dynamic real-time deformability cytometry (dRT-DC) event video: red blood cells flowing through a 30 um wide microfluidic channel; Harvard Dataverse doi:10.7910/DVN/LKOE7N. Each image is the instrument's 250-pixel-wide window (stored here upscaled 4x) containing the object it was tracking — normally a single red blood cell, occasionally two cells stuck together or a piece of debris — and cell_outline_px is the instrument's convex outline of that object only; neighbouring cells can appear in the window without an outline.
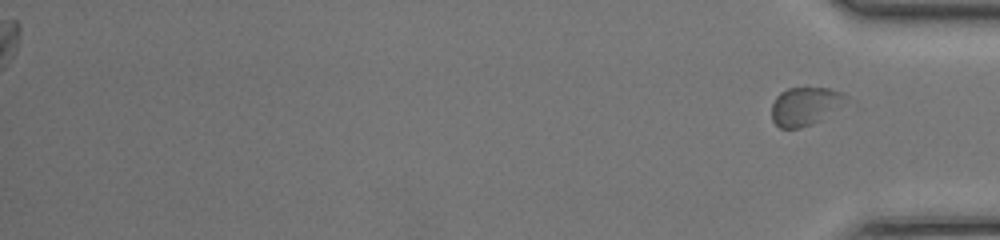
{"species": "common noctule bat (a hibernating species)", "species_latin": "Nyctalus noctula", "temperature_condition": "room temperature", "stored_images_in_passage": 41, "segment_of_instrument_passage": [2, 2], "camera_frame_rate_fps": 3000, "um_per_image_px": 0.085, "animal": {"sex": "female", "body_mass_g": 17.0, "forearm_length_mm": 48.0}, "frame": {"image": 1, "passage_image": 41, "time_ms": 13.333, "image_size_px": [1000, 240], "cell_outline_px": [[848, 96], [836, 108], [820, 120], [812, 124], [800, 128], [780, 128], [772, 120], [772, 104], [776, 96], [780, 92], [788, 88], [828, 88], [840, 92]], "centroid_in_image_um": [68.36, 9.02], "position_along_channel_um": 366.8, "area_um2": 16.18}}